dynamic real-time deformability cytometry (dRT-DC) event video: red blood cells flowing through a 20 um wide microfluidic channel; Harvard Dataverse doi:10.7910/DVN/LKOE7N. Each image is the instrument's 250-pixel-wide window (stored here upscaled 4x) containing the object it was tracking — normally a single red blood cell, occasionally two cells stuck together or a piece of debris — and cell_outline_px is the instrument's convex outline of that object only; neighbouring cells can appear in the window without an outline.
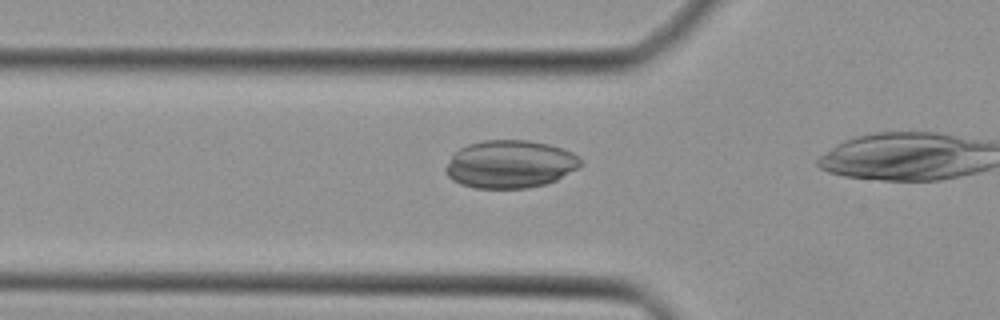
{"species": "Egyptian fruit bat (a non-hibernating species)", "species_latin": "Rousettus aegyptiacus", "temperature_condition": "cold", "stored_images_in_passage": 6, "camera_frame_rate_fps": 3000, "um_per_image_px": 0.085, "animal": {"sex": "female"}, "frame": {"image": 1, "passage_image": 4, "time_ms": 1.0, "image_size_px": [1000, 320], "cell_outline_px": [[584, 164], [580, 168], [548, 184], [528, 188], [472, 188], [460, 184], [452, 180], [448, 176], [444, 168], [452, 156], [460, 148], [468, 144], [484, 140], [528, 140], [548, 144], [572, 152], [580, 156]], "centroid_in_image_um": [43.39, 13.96], "position_along_channel_um": 82.4, "area_um2": 37.97}}